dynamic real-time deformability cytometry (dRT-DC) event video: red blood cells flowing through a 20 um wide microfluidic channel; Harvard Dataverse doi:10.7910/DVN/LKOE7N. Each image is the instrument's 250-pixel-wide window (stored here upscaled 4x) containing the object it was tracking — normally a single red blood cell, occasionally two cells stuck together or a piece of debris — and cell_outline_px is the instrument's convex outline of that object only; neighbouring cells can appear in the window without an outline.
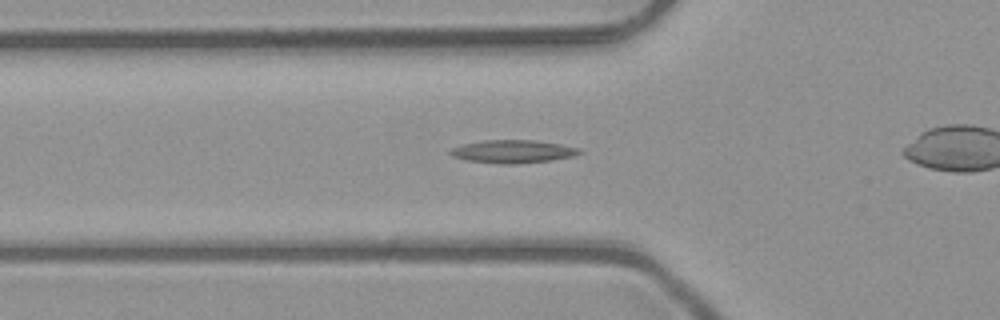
{"species": "common noctule bat (a hibernating species)", "species_latin": "Nyctalus noctula", "temperature_condition": "room temperature", "stored_images_in_passage": 38, "camera_frame_rate_fps": 3000, "um_per_image_px": 0.085, "animal": {"sex": "male", "body_mass_g": 23.1, "forearm_length_mm": 52.7}, "frame": {"image": 1, "passage_image": 14, "time_ms": 4.333, "image_size_px": [1000, 320], "cell_outline_px": [[584, 152], [572, 156], [552, 160], [512, 164], [500, 164], [464, 160], [452, 156], [448, 152], [452, 148], [464, 144], [484, 140], [536, 140], [560, 144], [580, 148]], "centroid_in_image_um": [43.59, 12.88], "position_along_channel_um": 82.2, "area_um2": 17.34}}
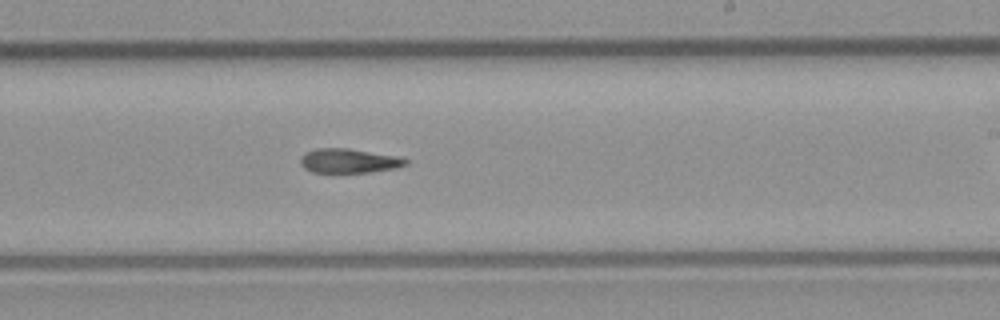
{"frame": {"image": 2, "passage_image": 27, "time_ms": 8.667, "image_size_px": [1000, 320], "cell_outline_px": [[408, 164], [396, 168], [372, 172], [312, 172], [304, 168], [300, 164], [300, 156], [304, 152], [316, 148], [348, 148], [400, 156], [408, 160]], "centroid_in_image_um": [29.65, 13.66], "position_along_channel_um": 259.3, "area_um2": 15.14}}
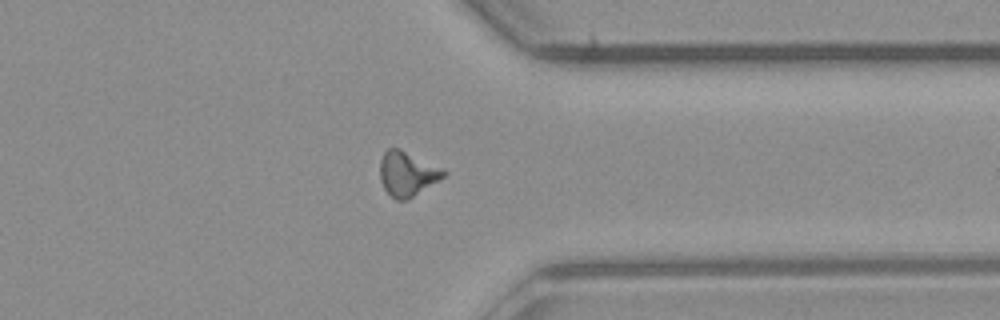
{"frame": {"image": 3, "passage_image": 36, "time_ms": 11.667, "image_size_px": [1000, 320], "cell_outline_px": [[448, 172], [444, 176], [408, 200], [396, 200], [384, 188], [380, 180], [380, 160], [384, 152], [388, 148], [400, 148]], "centroid_in_image_um": [34.57, 14.77], "position_along_channel_um": 376.8, "area_um2": 16.24}}